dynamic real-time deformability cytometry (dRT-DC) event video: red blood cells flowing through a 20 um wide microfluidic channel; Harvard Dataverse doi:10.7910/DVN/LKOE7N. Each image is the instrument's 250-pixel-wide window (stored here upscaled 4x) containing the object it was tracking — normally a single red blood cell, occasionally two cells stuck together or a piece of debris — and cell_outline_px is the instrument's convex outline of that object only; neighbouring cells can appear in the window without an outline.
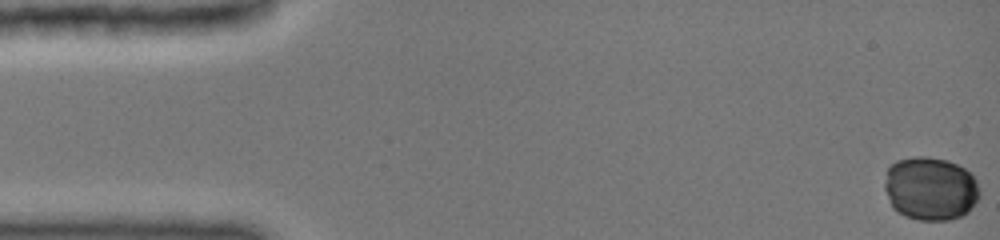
{"species": "common noctule bat (a hibernating species)", "species_latin": "Nyctalus noctula", "temperature_condition": "cold", "stored_images_in_passage": 48, "camera_frame_rate_fps": 3000, "um_per_image_px": 0.085, "animal": {"sex": "female", "body_mass_g": 19.0, "forearm_length_mm": 51.5}, "frame": {"image": 1, "passage_image": 1, "time_ms": 0.0, "image_size_px": [1000, 240], "cell_outline_px": [[980, 196], [968, 212], [960, 216], [948, 220], [916, 220], [904, 216], [892, 208], [884, 188], [884, 184], [888, 168], [896, 160], [912, 156], [928, 156], [948, 160], [972, 172], [976, 180], [980, 192]], "centroid_in_image_um": [79.08, 16.02], "position_along_channel_um": 5.9, "area_um2": 35.6}}
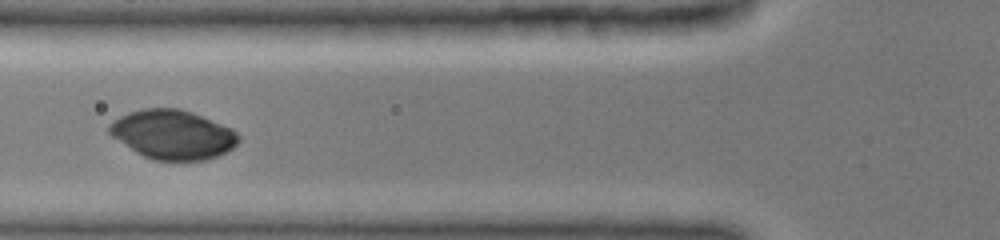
{"frame": {"image": 2, "passage_image": 29, "time_ms": 6.0, "image_size_px": [1000, 240], "cell_outline_px": [[240, 140], [232, 148], [216, 156], [204, 160], [152, 160], [136, 152], [112, 136], [108, 132], [108, 124], [120, 116], [128, 112], [144, 108], [180, 108], [192, 112], [232, 128], [240, 136]], "centroid_in_image_um": [14.67, 11.42], "position_along_channel_um": 111.1, "area_um2": 36.93}}
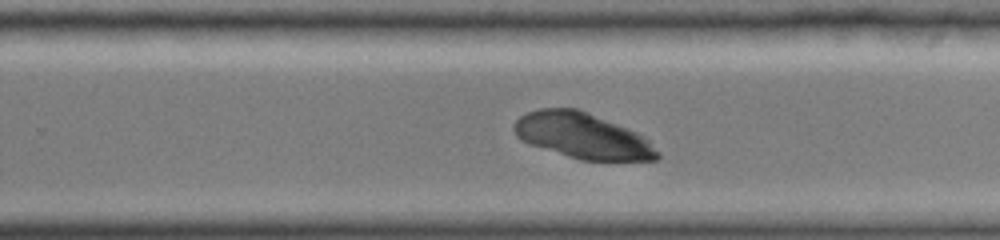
{"frame": {"image": 3, "passage_image": 40, "time_ms": 10.333, "image_size_px": [1000, 240], "cell_outline_px": [[660, 156], [656, 160], [580, 160], [520, 140], [516, 136], [512, 128], [516, 120], [520, 116], [528, 112], [540, 108], [576, 108], [588, 112], [636, 132], [644, 136], [660, 152]], "centroid_in_image_um": [49.52, 11.53], "position_along_channel_um": 280.3, "area_um2": 37.8}}